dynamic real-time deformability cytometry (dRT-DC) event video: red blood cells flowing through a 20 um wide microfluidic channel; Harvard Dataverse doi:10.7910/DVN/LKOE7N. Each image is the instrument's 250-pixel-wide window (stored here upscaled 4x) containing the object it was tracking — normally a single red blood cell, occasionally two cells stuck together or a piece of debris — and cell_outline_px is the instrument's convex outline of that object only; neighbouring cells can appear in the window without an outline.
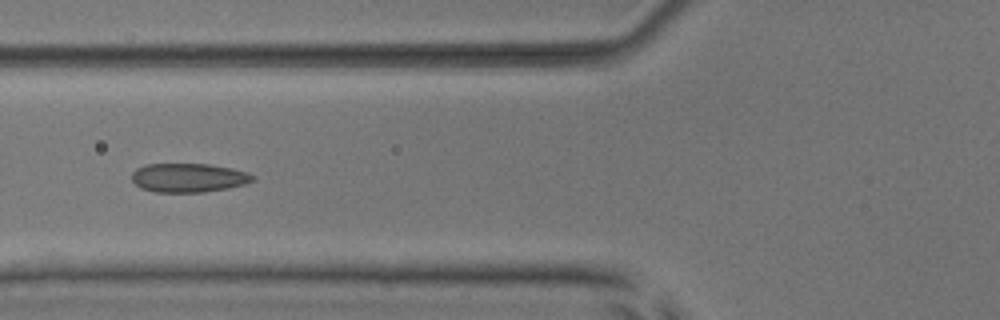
{"species": "common noctule bat (a hibernating species)", "species_latin": "Nyctalus noctula", "temperature_condition": "room temperature", "stored_images_in_passage": 9, "camera_frame_rate_fps": 3000, "um_per_image_px": 0.085, "animal": {"sex": "male", "body_mass_g": 17.9, "forearm_length_mm": 54.2}, "frame": {"image": 1, "passage_image": 6, "time_ms": 6.667, "image_size_px": [1000, 320], "cell_outline_px": [[256, 176], [252, 180], [244, 184], [228, 188], [204, 192], [156, 192], [140, 188], [132, 180], [132, 172], [136, 168], [144, 164], [208, 164], [232, 168], [248, 172]], "centroid_in_image_um": [16.01, 15.1], "position_along_channel_um": 109.8, "area_um2": 20.46}}
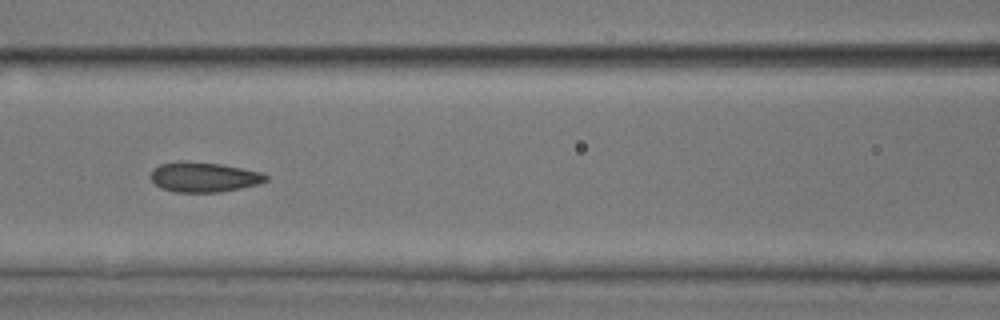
{"frame": {"image": 2, "passage_image": 7, "time_ms": 7.667, "image_size_px": [1000, 320], "cell_outline_px": [[268, 180], [256, 184], [240, 188], [220, 192], [172, 192], [160, 188], [152, 180], [152, 168], [160, 164], [176, 160], [184, 160], [220, 164], [260, 172], [268, 176]], "centroid_in_image_um": [17.27, 15.04], "position_along_channel_um": 149.3, "area_um2": 20.11}}